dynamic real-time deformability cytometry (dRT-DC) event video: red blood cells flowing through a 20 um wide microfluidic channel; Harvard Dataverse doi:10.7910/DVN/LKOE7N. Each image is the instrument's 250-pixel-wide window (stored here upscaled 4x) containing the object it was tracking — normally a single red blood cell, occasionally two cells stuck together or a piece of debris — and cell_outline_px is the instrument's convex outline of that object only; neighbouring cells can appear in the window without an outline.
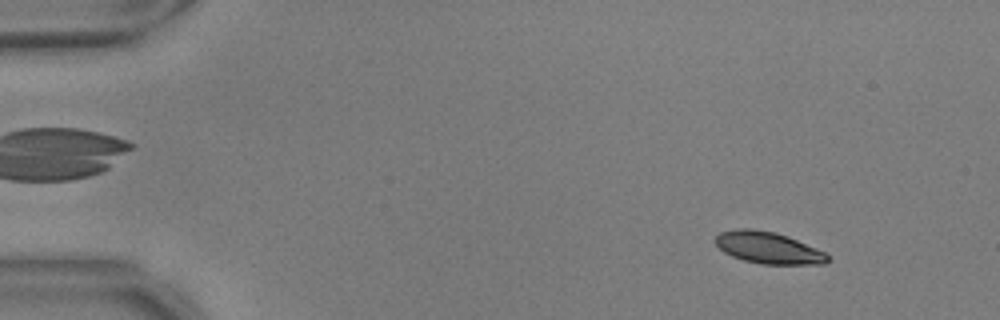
{"species": "common noctule bat (a hibernating species)", "species_latin": "Nyctalus noctula", "temperature_condition": "warm", "stored_images_in_passage": 55, "camera_frame_rate_fps": 3000, "um_per_image_px": 0.085, "animal": {"sex": "male", "body_mass_g": 17.9, "forearm_length_mm": 54.2}, "frame": {"image": 1, "passage_image": 6, "time_ms": 1.667, "image_size_px": [1000, 320], "cell_outline_px": [[828, 260], [824, 264], [760, 264], [744, 260], [732, 256], [724, 252], [716, 244], [716, 236], [720, 232], [736, 228], [752, 228], [772, 232], [788, 236], [816, 248], [824, 252], [828, 256]], "centroid_in_image_um": [65.28, 21.05], "position_along_channel_um": 19.7, "area_um2": 20.58}}
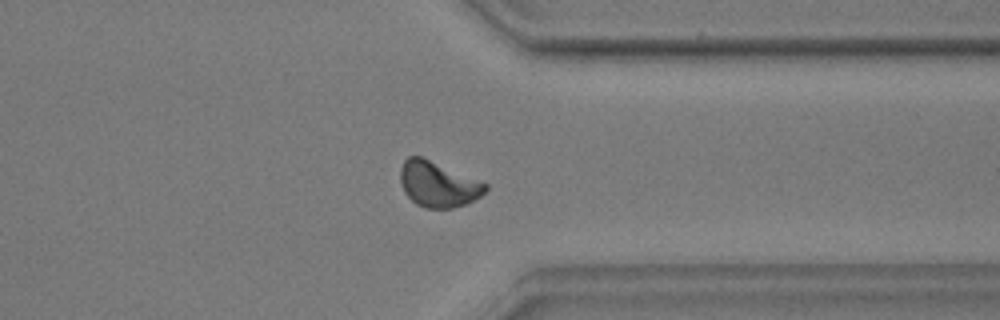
{"frame": {"image": 2, "passage_image": 43, "time_ms": 14.0, "image_size_px": [1000, 320], "cell_outline_px": [[488, 188], [480, 196], [464, 204], [452, 208], [424, 208], [416, 204], [404, 192], [400, 184], [400, 168], [404, 160], [408, 156], [420, 156], [488, 184]], "centroid_in_image_um": [37.19, 15.66], "position_along_channel_um": 374.2, "area_um2": 22.31}}
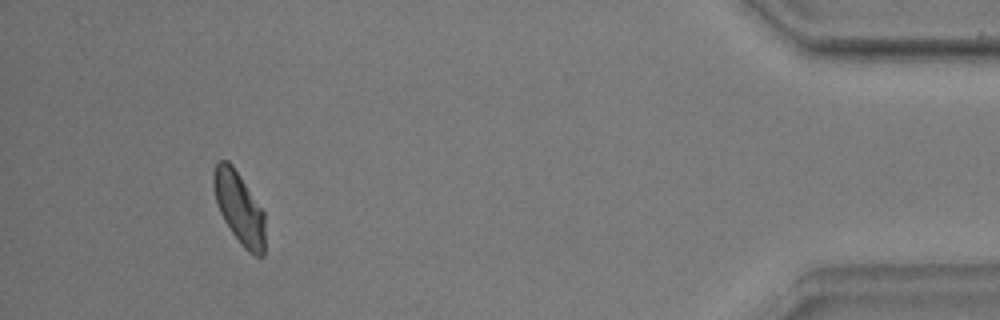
{"frame": {"image": 3, "passage_image": 51, "time_ms": 16.667, "image_size_px": [1000, 320], "cell_outline_px": [[264, 256], [256, 256], [248, 252], [240, 244], [224, 220], [216, 204], [212, 188], [212, 176], [216, 160], [228, 160], [232, 164], [264, 212]], "centroid_in_image_um": [20.29, 17.65], "position_along_channel_um": 414.9, "area_um2": 21.68}, "authors_computed_cell_mechanics": {"area_um2": 21.8484, "velocity_mm_per_s": 3.7004, "shape_relaxation_time_tau1_ms": 3.5415, "shape_relaxation_time_tau2_ms": 4.5564, "deformation_change_tau1": 0.1283, "deformation_change_tau2": 0.0823}}